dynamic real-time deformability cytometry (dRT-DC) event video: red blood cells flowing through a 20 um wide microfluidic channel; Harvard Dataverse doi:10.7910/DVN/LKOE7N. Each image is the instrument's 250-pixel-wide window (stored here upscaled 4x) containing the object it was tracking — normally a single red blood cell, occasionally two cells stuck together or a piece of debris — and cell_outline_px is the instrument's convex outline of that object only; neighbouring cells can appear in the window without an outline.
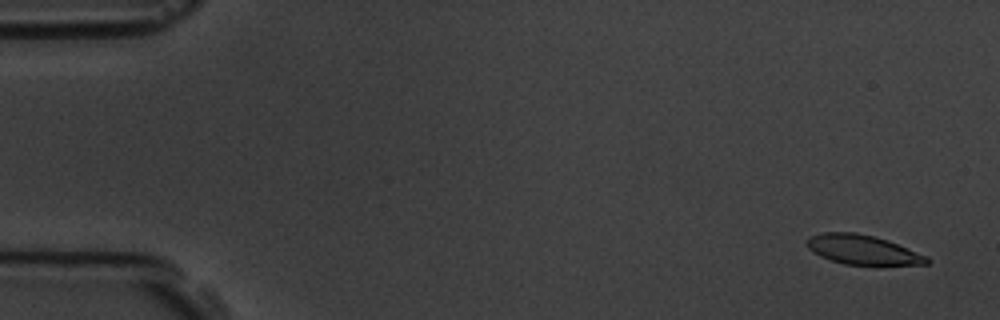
{"species": "common noctule bat (a hibernating species)", "species_latin": "Nyctalus noctula", "temperature_condition": "room temperature", "stored_images_in_passage": 5, "camera_frame_rate_fps": 3000, "um_per_image_px": 0.085, "animal": {"sex": "male", "body_mass_g": 19.5, "forearm_length_mm": 54.6}, "frame": {"image": 1, "passage_image": 1, "time_ms": 0.0, "image_size_px": [1000, 320], "cell_outline_px": [[932, 260], [928, 264], [880, 268], [844, 264], [820, 256], [808, 248], [808, 236], [824, 232], [856, 232], [888, 240], [928, 256]], "centroid_in_image_um": [73.44, 21.29], "position_along_channel_um": 11.6, "area_um2": 21.56}}
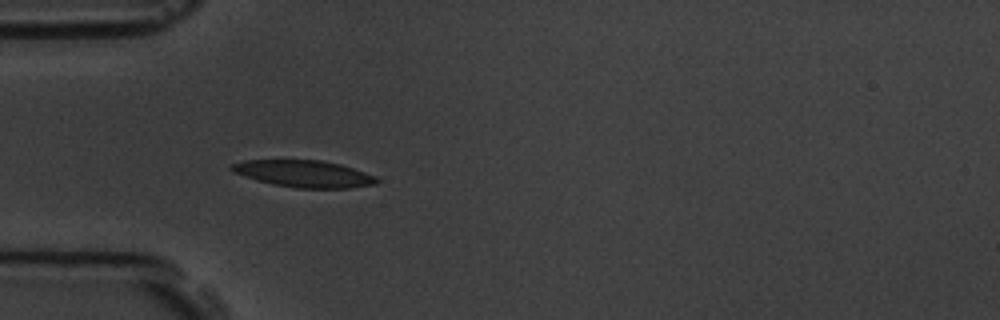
{"frame": {"image": 2, "passage_image": 5, "time_ms": 4.667, "image_size_px": [1000, 320], "cell_outline_px": [[380, 180], [376, 184], [348, 188], [296, 188], [272, 184], [256, 180], [232, 172], [228, 168], [232, 164], [244, 160], [320, 160], [340, 164], [376, 176]], "centroid_in_image_um": [25.81, 14.77], "position_along_channel_um": 59.2, "area_um2": 22.77}}